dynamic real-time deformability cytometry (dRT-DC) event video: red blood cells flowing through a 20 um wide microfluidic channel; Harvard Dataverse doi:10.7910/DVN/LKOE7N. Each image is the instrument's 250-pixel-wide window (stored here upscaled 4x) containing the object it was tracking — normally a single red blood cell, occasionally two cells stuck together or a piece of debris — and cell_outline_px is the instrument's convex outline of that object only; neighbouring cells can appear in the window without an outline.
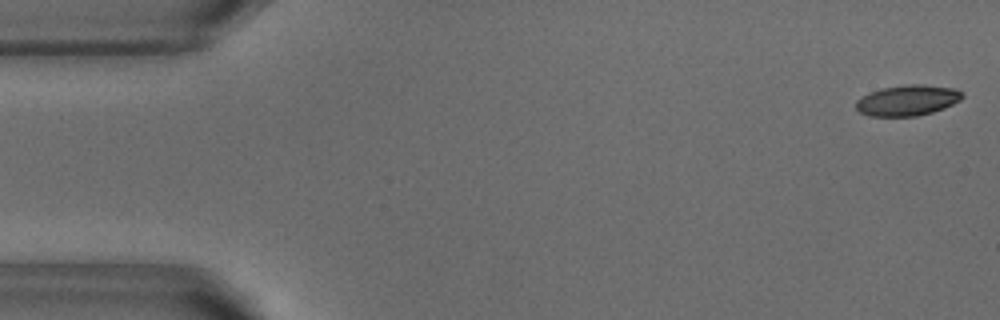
{"species": "common noctule bat (a hibernating species)", "species_latin": "Nyctalus noctula", "temperature_condition": "warm", "stored_images_in_passage": 52, "camera_frame_rate_fps": 3000, "um_per_image_px": 0.085, "animal": {"sex": "male", "body_mass_g": 18.8}, "frame": {"image": 1, "passage_image": 1, "time_ms": 0.0, "image_size_px": [1000, 320], "cell_outline_px": [[964, 96], [960, 100], [944, 108], [932, 112], [916, 116], [868, 116], [860, 112], [856, 108], [856, 100], [868, 92], [884, 88], [904, 84], [924, 84], [956, 88], [964, 92]], "centroid_in_image_um": [77.15, 8.52], "position_along_channel_um": 7.8, "area_um2": 19.19}}
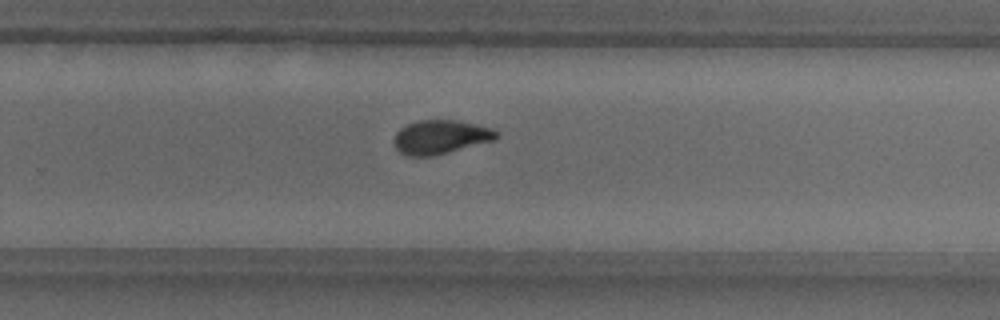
{"frame": {"image": 2, "passage_image": 33, "time_ms": 10.667, "image_size_px": [1000, 320], "cell_outline_px": [[496, 140], [432, 156], [404, 156], [396, 148], [392, 140], [396, 132], [400, 128], [416, 120], [456, 120], [492, 128], [496, 132]], "centroid_in_image_um": [37.39, 11.65], "position_along_channel_um": 292.4, "area_um2": 20.23}}
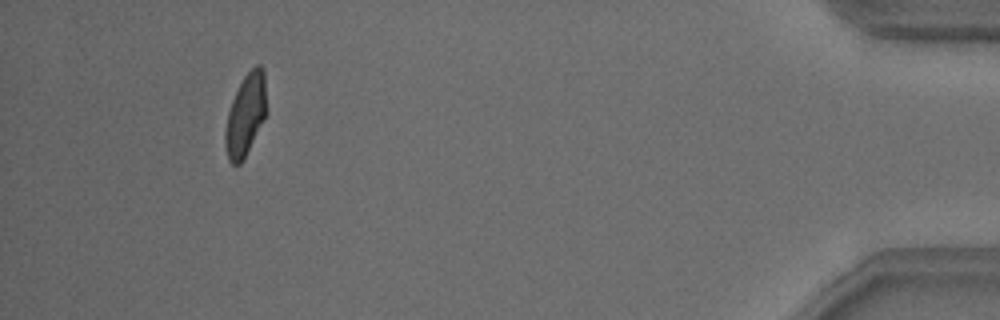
{"frame": {"image": 3, "passage_image": 48, "time_ms": 15.667, "image_size_px": [1000, 320], "cell_outline_px": [[268, 112], [244, 160], [240, 164], [232, 164], [228, 160], [224, 144], [224, 132], [228, 112], [232, 100], [244, 76], [256, 64], [260, 64], [264, 68], [268, 108]], "centroid_in_image_um": [20.9, 9.77], "position_along_channel_um": 414.3, "area_um2": 20.23}, "authors_computed_cell_mechanics": {"area_um2": 20.3456, "velocity_mm_per_s": 3.8324, "shape_relaxation_time_tau1_ms": 4.2898, "shape_relaxation_time_tau2_ms": 1.4821, "deformation_change_tau1": 0.1631, "deformation_change_tau2": 0.065}}